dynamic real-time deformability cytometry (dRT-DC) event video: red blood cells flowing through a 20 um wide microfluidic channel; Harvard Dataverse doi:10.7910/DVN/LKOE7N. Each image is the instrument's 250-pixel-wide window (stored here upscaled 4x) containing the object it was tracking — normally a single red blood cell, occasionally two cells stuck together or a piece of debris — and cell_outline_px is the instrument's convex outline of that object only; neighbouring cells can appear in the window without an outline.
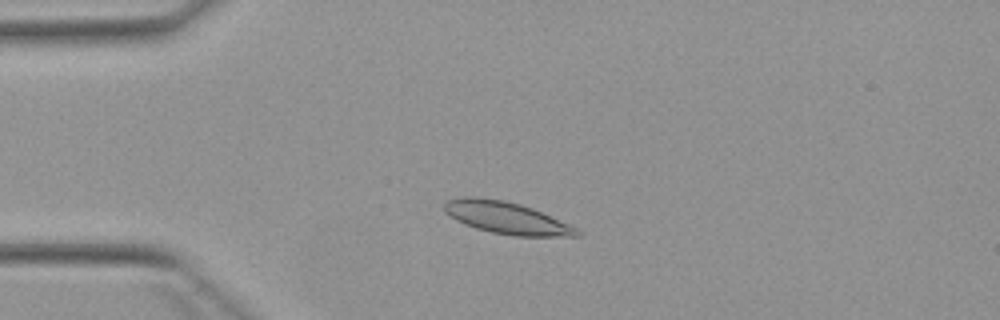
{"species": "Egyptian fruit bat (a non-hibernating species)", "species_latin": "Rousettus aegyptiacus", "temperature_condition": "warm", "stored_images_in_passage": 2, "camera_frame_rate_fps": 3000, "um_per_image_px": 0.085, "animal": {"sex": "female"}, "frame": {"image": 1, "passage_image": 1, "time_ms": 0.0, "image_size_px": [1000, 320], "cell_outline_px": [[580, 236], [516, 236], [492, 232], [476, 228], [464, 224], [456, 220], [444, 212], [444, 204], [448, 200], [476, 196], [504, 200], [520, 204], [532, 208], [576, 228], [580, 232]], "centroid_in_image_um": [43.02, 18.52], "position_along_channel_um": 42.0, "area_um2": 24.33}}